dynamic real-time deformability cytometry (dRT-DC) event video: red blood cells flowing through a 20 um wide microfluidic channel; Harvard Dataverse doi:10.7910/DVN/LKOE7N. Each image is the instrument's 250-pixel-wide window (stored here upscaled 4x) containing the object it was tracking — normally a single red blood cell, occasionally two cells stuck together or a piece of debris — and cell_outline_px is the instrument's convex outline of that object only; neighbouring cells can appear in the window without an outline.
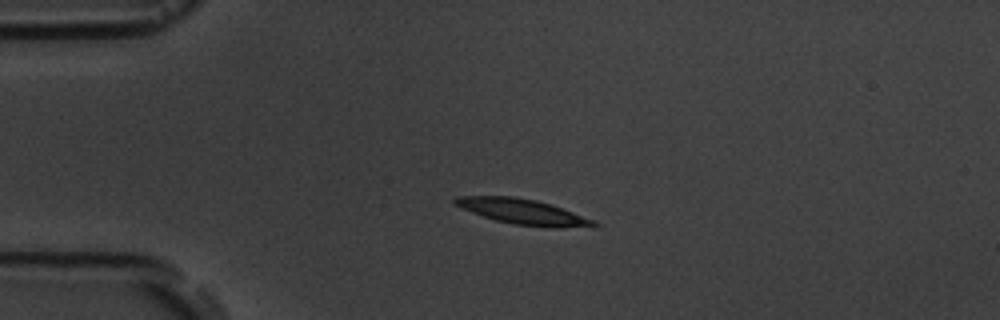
{"species": "common noctule bat (a hibernating species)", "species_latin": "Nyctalus noctula", "temperature_condition": "room temperature", "stored_images_in_passage": 5, "camera_frame_rate_fps": 3000, "um_per_image_px": 0.085, "animal": {"sex": "male", "body_mass_g": 19.5, "forearm_length_mm": 54.6}, "frame": {"image": 1, "passage_image": 3, "time_ms": 2.333, "image_size_px": [1000, 320], "cell_outline_px": [[600, 224], [596, 228], [548, 228], [512, 224], [496, 220], [472, 212], [452, 204], [452, 200], [456, 196], [516, 196], [536, 200], [596, 220]], "centroid_in_image_um": [44.52, 18.02], "position_along_channel_um": 40.5, "area_um2": 20.81}}
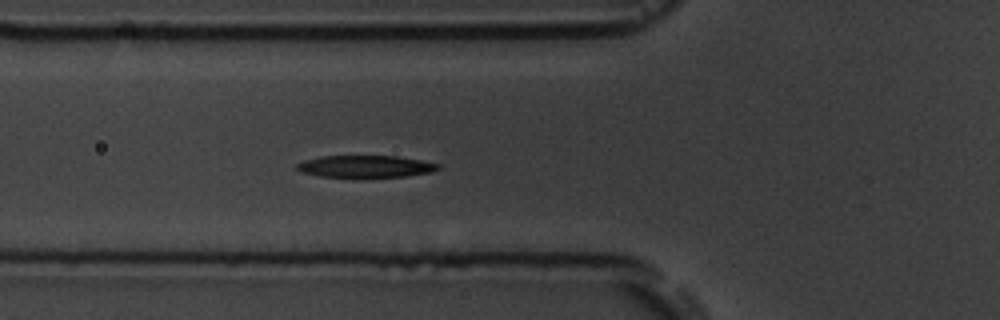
{"frame": {"image": 2, "passage_image": 5, "time_ms": 4.667, "image_size_px": [1000, 320], "cell_outline_px": [[440, 168], [432, 172], [408, 176], [320, 176], [300, 172], [296, 168], [296, 164], [304, 160], [320, 156], [396, 156], [420, 160], [440, 164]], "centroid_in_image_um": [31.06, 14.13], "position_along_channel_um": 94.7, "area_um2": 17.86}}